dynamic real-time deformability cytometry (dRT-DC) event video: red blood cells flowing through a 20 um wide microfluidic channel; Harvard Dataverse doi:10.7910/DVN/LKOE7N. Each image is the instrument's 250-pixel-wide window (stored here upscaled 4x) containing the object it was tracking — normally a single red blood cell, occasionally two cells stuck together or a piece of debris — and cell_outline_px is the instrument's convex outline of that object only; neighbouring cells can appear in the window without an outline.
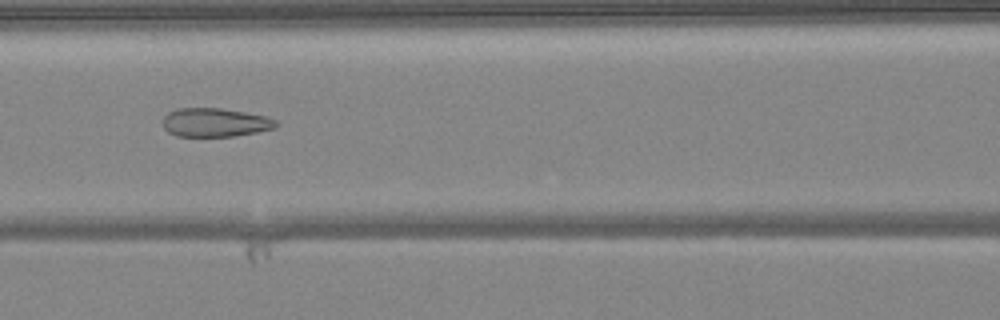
{"species": "common noctule bat (a hibernating species)", "species_latin": "Nyctalus noctula", "temperature_condition": "warm", "stored_images_in_passage": 43, "camera_frame_rate_fps": 3000, "um_per_image_px": 0.085, "animal": {"sex": "female", "body_mass_g": 24.6, "forearm_length_mm": 56.2}, "frame": {"image": 1, "passage_image": 20, "time_ms": 6.333, "image_size_px": [1000, 320], "cell_outline_px": [[280, 124], [276, 128], [256, 132], [232, 136], [176, 136], [168, 132], [164, 128], [164, 116], [168, 112], [176, 108], [220, 108], [244, 112], [264, 116], [276, 120]], "centroid_in_image_um": [18.28, 10.41], "position_along_channel_um": 148.3, "area_um2": 18.9}}
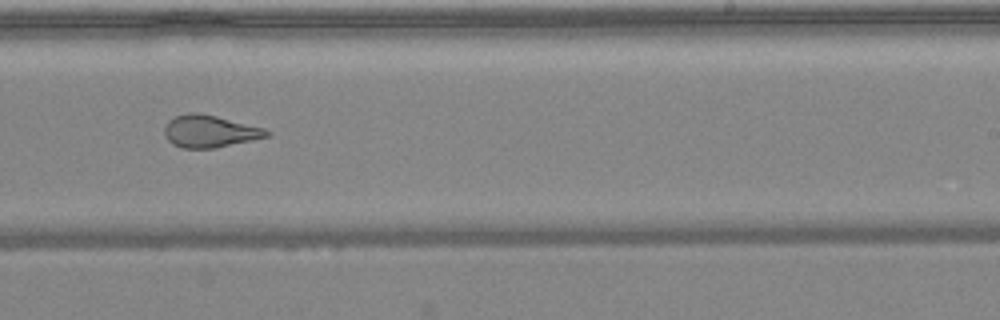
{"frame": {"image": 2, "passage_image": 29, "time_ms": 9.333, "image_size_px": [1000, 320], "cell_outline_px": [[272, 132], [268, 136], [252, 140], [216, 148], [180, 148], [172, 144], [164, 136], [164, 128], [168, 120], [176, 116], [188, 112], [196, 112], [216, 116], [264, 128]], "centroid_in_image_um": [17.79, 11.16], "position_along_channel_um": 271.2, "area_um2": 19.25}}
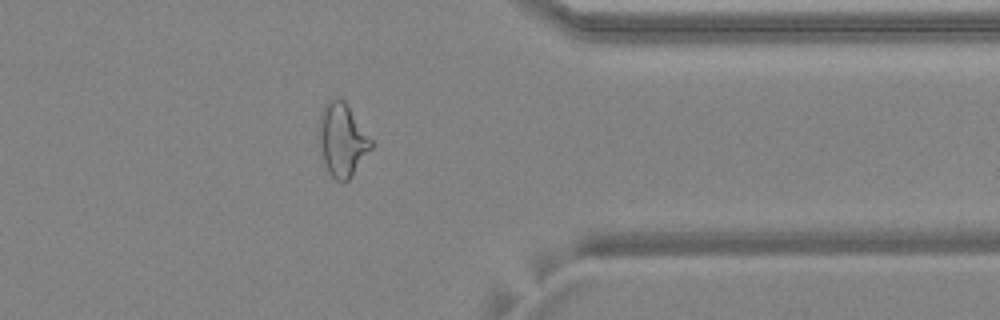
{"frame": {"image": 3, "passage_image": 38, "time_ms": 12.333, "image_size_px": [1000, 320], "cell_outline_px": [[372, 148], [352, 176], [348, 180], [336, 180], [328, 172], [320, 148], [320, 112], [324, 104], [328, 100], [336, 96], [344, 100], [348, 104], [372, 140]], "centroid_in_image_um": [29.1, 11.84], "position_along_channel_um": 382.3, "area_um2": 22.08}, "authors_computed_cell_mechanics": {"area_um2": 21.675, "velocity_mm_per_s": 4.1, "shape_relaxation_time_tau1_ms": null, "shape_relaxation_time_tau2_ms": 1.2625, "deformation_change_tau1": null, "deformation_change_tau2": 0.0934}}